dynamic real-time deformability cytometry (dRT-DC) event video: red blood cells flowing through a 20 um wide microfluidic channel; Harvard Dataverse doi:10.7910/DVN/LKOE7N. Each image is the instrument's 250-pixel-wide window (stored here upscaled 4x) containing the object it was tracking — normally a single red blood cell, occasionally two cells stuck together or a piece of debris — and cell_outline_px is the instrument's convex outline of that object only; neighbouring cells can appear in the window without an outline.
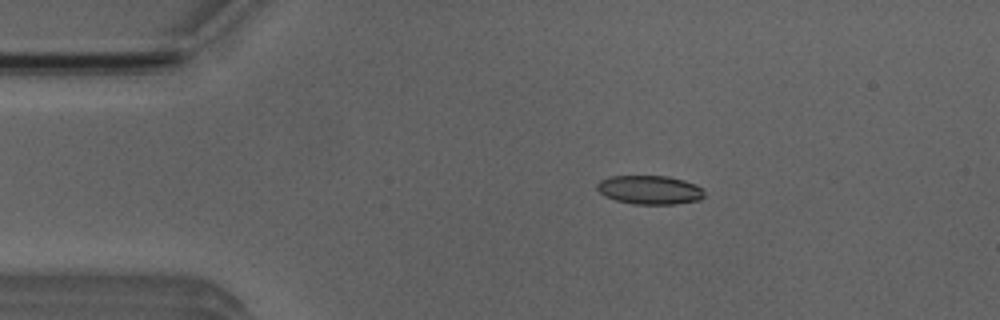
{"species": "Egyptian fruit bat (a non-hibernating species)", "species_latin": "Rousettus aegyptiacus", "temperature_condition": "room temperature", "stored_images_in_passage": 44, "camera_frame_rate_fps": 3000, "um_per_image_px": 0.085, "animal": {"sex": "male"}, "frame": {"image": 1, "passage_image": 1, "time_ms": 0.0, "image_size_px": [1000, 320], "cell_outline_px": [[704, 196], [700, 200], [676, 204], [636, 204], [616, 200], [604, 196], [596, 188], [596, 184], [600, 180], [608, 176], [668, 176], [684, 180], [696, 184], [704, 192]], "centroid_in_image_um": [55.21, 16.13], "position_along_channel_um": 29.8, "area_um2": 18.09}}
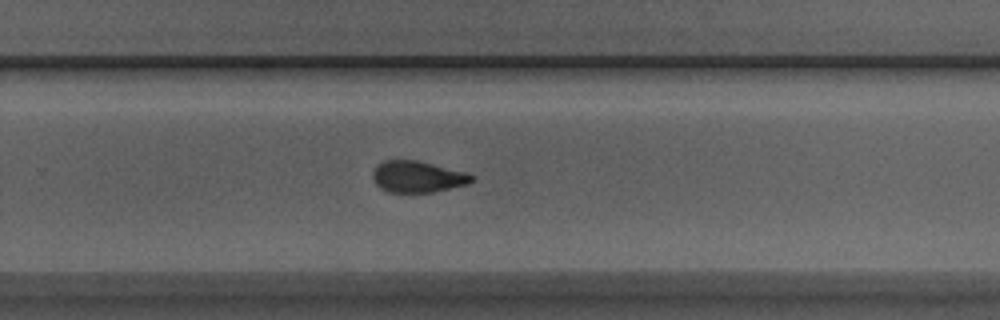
{"frame": {"image": 2, "passage_image": 25, "time_ms": 8.0, "image_size_px": [1000, 320], "cell_outline_px": [[476, 180], [468, 184], [432, 192], [388, 192], [380, 188], [372, 180], [372, 172], [376, 164], [384, 160], [416, 160], [464, 172], [476, 176]], "centroid_in_image_um": [35.47, 15.02], "position_along_channel_um": 294.3, "area_um2": 18.21}}
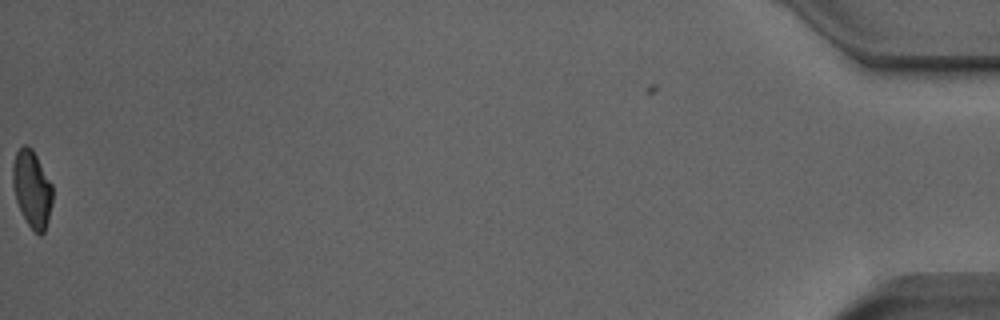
{"frame": {"image": 3, "passage_image": 44, "time_ms": 14.333, "image_size_px": [1000, 320], "cell_outline_px": [[52, 204], [48, 220], [44, 232], [40, 236], [28, 224], [16, 200], [12, 184], [12, 164], [16, 152], [24, 144], [28, 144], [32, 148], [52, 184]], "centroid_in_image_um": [2.71, 16.02], "position_along_channel_um": 432.5, "area_um2": 17.8}, "authors_computed_cell_mechanics": {"area_um2": 18.7272, "velocity_mm_per_s": 3.9111, "shape_relaxation_time_tau1_ms": null, "shape_relaxation_time_tau2_ms": 2.2647, "deformation_change_tau1": null, "deformation_change_tau2": 0.0905}}